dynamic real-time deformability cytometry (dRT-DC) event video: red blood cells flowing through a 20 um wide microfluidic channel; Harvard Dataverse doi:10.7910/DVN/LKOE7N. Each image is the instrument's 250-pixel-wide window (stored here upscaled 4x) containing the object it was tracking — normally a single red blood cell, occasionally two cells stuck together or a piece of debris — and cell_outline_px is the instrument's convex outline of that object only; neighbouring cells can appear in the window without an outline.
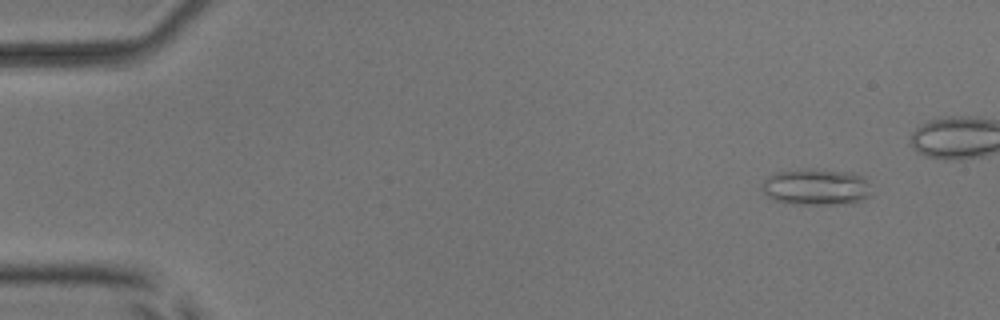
{"species": "common noctule bat (a hibernating species)", "species_latin": "Nyctalus noctula", "temperature_condition": "room temperature", "stored_images_in_passage": 47, "camera_frame_rate_fps": 3000, "um_per_image_px": 0.085, "animal": {"sex": "male", "body_mass_g": 17.9, "forearm_length_mm": 54.2}, "frame": {"image": 1, "passage_image": 5, "time_ms": 1.333, "image_size_px": [1000, 320], "cell_outline_px": [[872, 196], [852, 204], [796, 204], [776, 200], [768, 196], [764, 192], [764, 180], [768, 176], [776, 172], [812, 168], [856, 172], [864, 176]], "centroid_in_image_um": [69.45, 15.88], "position_along_channel_um": 15.5, "area_um2": 23.41}}
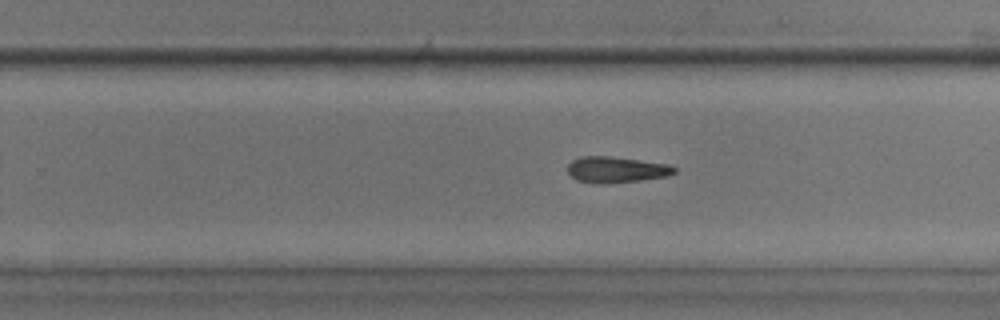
{"frame": {"image": 2, "passage_image": 34, "time_ms": 11.0, "image_size_px": [1000, 320], "cell_outline_px": [[676, 172], [664, 176], [636, 180], [600, 184], [596, 184], [576, 180], [568, 172], [568, 164], [572, 160], [580, 156], [608, 156], [668, 164], [676, 168]], "centroid_in_image_um": [52.32, 14.41], "position_along_channel_um": 277.5, "area_um2": 15.9}}
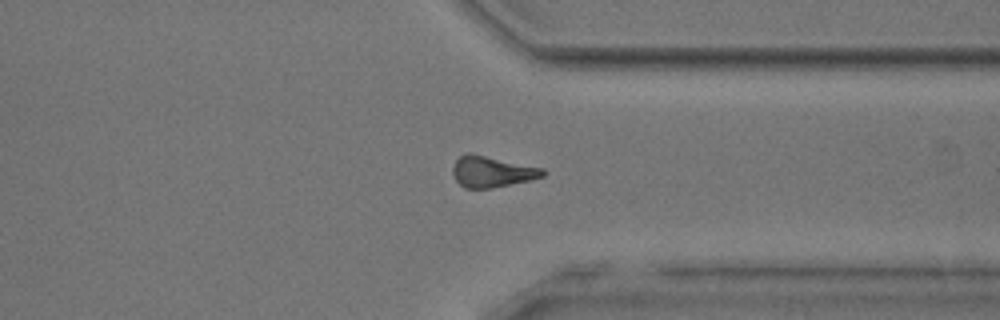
{"frame": {"image": 3, "passage_image": 41, "time_ms": 13.333, "image_size_px": [1000, 320], "cell_outline_px": [[544, 176], [532, 180], [492, 188], [464, 188], [456, 180], [452, 172], [452, 168], [456, 160], [460, 156], [468, 152], [472, 152], [544, 168]], "centroid_in_image_um": [41.82, 14.58], "position_along_channel_um": 369.6, "area_um2": 16.53}, "authors_computed_cell_mechanics": {"area_um2": 16.8198, "velocity_mm_per_s": 3.9502, "shape_relaxation_time_tau1_ms": null, "shape_relaxation_time_tau2_ms": 3.7703, "deformation_change_tau1": null, "deformation_change_tau2": 0.173}}